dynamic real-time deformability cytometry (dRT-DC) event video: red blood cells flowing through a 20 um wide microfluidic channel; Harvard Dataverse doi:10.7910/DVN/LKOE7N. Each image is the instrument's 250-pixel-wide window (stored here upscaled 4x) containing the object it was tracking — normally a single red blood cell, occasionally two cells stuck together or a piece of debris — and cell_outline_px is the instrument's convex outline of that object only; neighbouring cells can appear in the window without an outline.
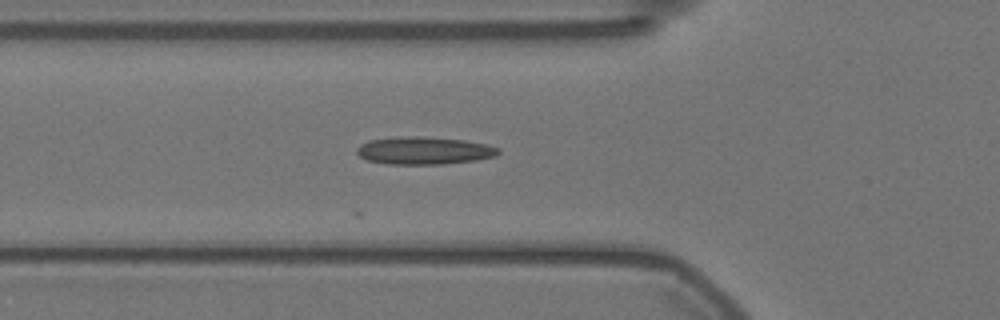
{"species": "Egyptian fruit bat (a non-hibernating species)", "species_latin": "Rousettus aegyptiacus", "temperature_condition": "warm", "stored_images_in_passage": 10, "camera_frame_rate_fps": 3000, "um_per_image_px": 0.085, "animal": {"sex": "female"}, "frame": {"image": 1, "passage_image": 2, "time_ms": 0.333, "image_size_px": [1000, 320], "cell_outline_px": [[500, 152], [496, 156], [476, 160], [440, 164], [388, 164], [368, 160], [360, 156], [356, 152], [356, 148], [360, 144], [368, 140], [400, 136], [416, 136], [464, 140], [484, 144], [500, 148]], "centroid_in_image_um": [36.02, 12.8], "position_along_channel_um": 89.8, "area_um2": 22.72}}
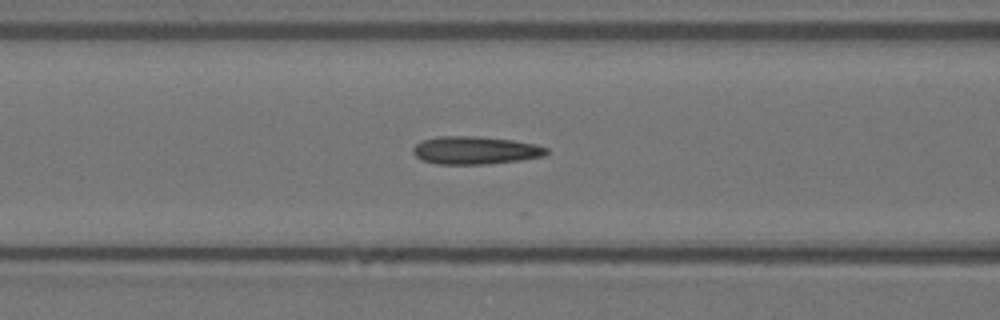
{"frame": {"image": 2, "passage_image": 5, "time_ms": 1.333, "image_size_px": [1000, 320], "cell_outline_px": [[548, 152], [544, 156], [520, 160], [488, 164], [436, 164], [420, 160], [412, 152], [412, 148], [416, 144], [424, 140], [436, 136], [476, 136], [512, 140], [536, 144], [548, 148]], "centroid_in_image_um": [40.38, 12.78], "position_along_channel_um": 126.2, "area_um2": 21.79}}
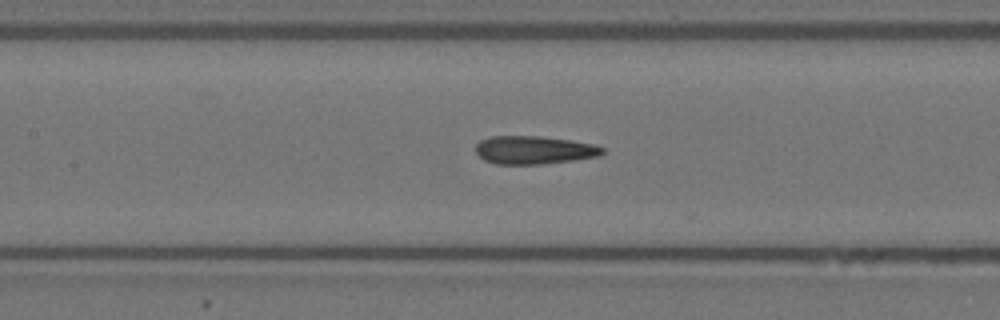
{"frame": {"image": 3, "passage_image": 8, "time_ms": 2.333, "image_size_px": [1000, 320], "cell_outline_px": [[604, 152], [600, 156], [572, 160], [540, 164], [496, 164], [484, 160], [476, 152], [476, 144], [480, 140], [492, 136], [540, 136], [572, 140], [592, 144], [604, 148]], "centroid_in_image_um": [45.38, 12.75], "position_along_channel_um": 162.0, "area_um2": 20.75}}